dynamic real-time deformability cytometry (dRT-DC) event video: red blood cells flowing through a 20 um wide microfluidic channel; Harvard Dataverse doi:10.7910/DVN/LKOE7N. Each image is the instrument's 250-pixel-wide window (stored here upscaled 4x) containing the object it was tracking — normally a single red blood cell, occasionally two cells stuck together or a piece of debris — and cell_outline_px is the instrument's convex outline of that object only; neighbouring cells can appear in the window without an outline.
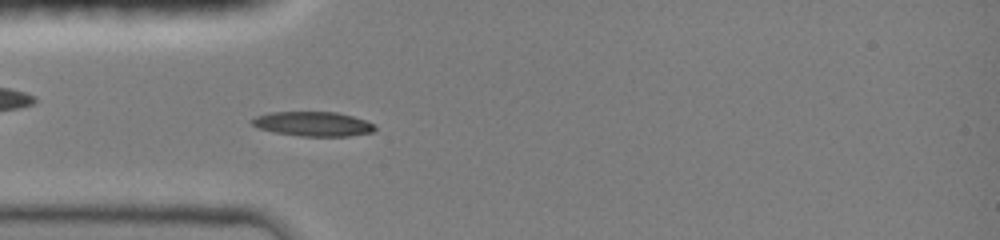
{"species": "common noctule bat (a hibernating species)", "species_latin": "Nyctalus noctula", "temperature_condition": "room temperature", "stored_images_in_passage": 47, "camera_frame_rate_fps": 3000, "um_per_image_px": 0.085, "animal": {"sex": "female", "body_mass_g": 19.0, "forearm_length_mm": 51.5}, "frame": {"image": 1, "passage_image": 13, "time_ms": 4.0, "image_size_px": [1000, 240], "cell_outline_px": [[376, 128], [372, 132], [348, 136], [300, 136], [276, 132], [260, 128], [252, 124], [248, 120], [256, 116], [268, 112], [336, 112], [352, 116], [364, 120], [372, 124]], "centroid_in_image_um": [26.57, 10.52], "position_along_channel_um": 58.4, "area_um2": 17.4}}
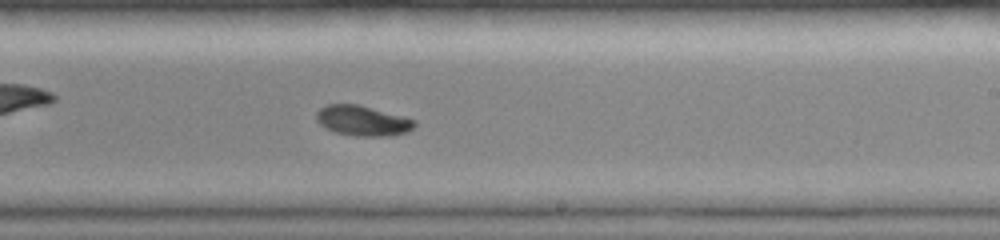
{"frame": {"image": 2, "passage_image": 28, "time_ms": 9.0, "image_size_px": [1000, 240], "cell_outline_px": [[416, 124], [408, 132], [392, 136], [356, 136], [336, 132], [320, 124], [316, 120], [316, 112], [320, 108], [328, 104], [356, 104], [416, 120]], "centroid_in_image_um": [30.82, 10.27], "position_along_channel_um": 258.2, "area_um2": 17.05}}
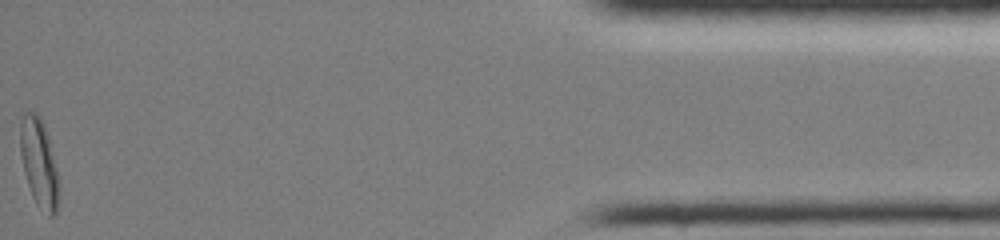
{"frame": {"image": 3, "passage_image": 47, "time_ms": 15.333, "image_size_px": [1000, 240], "cell_outline_px": [[60, 188], [56, 212], [52, 216], [48, 216], [36, 204], [32, 196], [24, 172], [20, 152], [20, 124], [24, 112], [36, 112], [40, 116], [48, 136], [60, 184]], "centroid_in_image_um": [3.32, 13.87], "position_along_channel_um": 431.9, "area_um2": 19.94}, "authors_computed_cell_mechanics": {"area_um2": 17.2244, "velocity_mm_per_s": 4.0398, "shape_relaxation_time_tau1_ms": 4.0882, "shape_relaxation_time_tau2_ms": null, "deformation_change_tau1": 0.1607, "deformation_change_tau2": null}}